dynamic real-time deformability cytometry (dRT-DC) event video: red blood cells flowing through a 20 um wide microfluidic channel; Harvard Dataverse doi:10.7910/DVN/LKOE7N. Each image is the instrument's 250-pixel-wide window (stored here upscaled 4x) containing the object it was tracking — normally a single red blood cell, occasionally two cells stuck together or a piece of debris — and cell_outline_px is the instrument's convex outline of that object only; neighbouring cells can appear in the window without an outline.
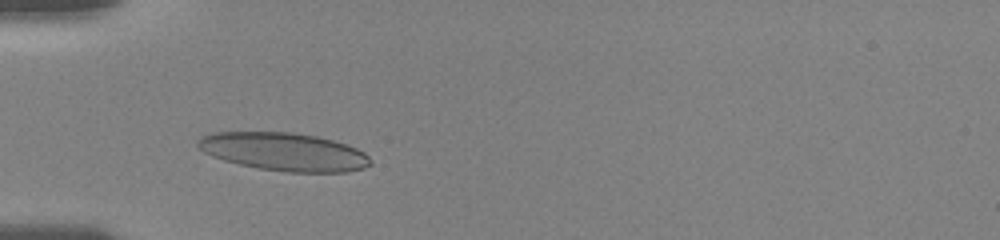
{"species": "human", "species_latin": "Homo sapiens", "temperature_condition": "room temperature", "stored_images_in_passage": 20, "camera_frame_rate_fps": 3000, "um_per_image_px": 0.085, "donor": {"sex": "female"}, "frame": {"image": 1, "passage_image": 1, "time_ms": 0.0, "image_size_px": [1000, 240], "cell_outline_px": [[372, 164], [364, 168], [348, 172], [284, 172], [260, 168], [240, 164], [224, 160], [212, 156], [204, 152], [196, 144], [196, 140], [200, 136], [212, 132], [292, 132], [316, 136], [348, 144], [364, 152], [372, 160]], "centroid_in_image_um": [24.14, 12.89], "position_along_channel_um": 60.9, "area_um2": 38.49}}
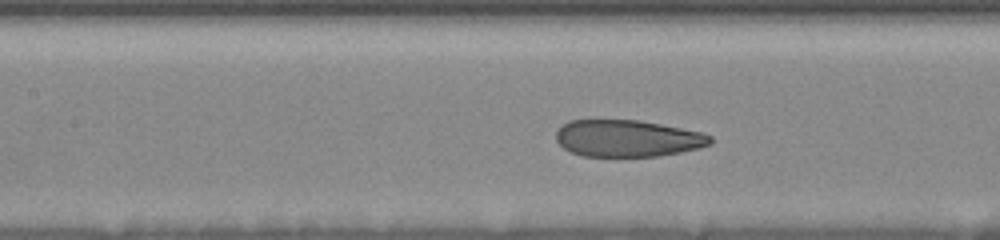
{"frame": {"image": 2, "passage_image": 14, "time_ms": 2.667, "image_size_px": [1000, 240], "cell_outline_px": [[712, 144], [700, 148], [680, 152], [656, 156], [580, 156], [564, 148], [556, 140], [556, 132], [568, 120], [636, 120], [660, 124], [704, 132], [712, 136]], "centroid_in_image_um": [53.37, 11.76], "position_along_channel_um": 154.0, "area_um2": 33.12}}
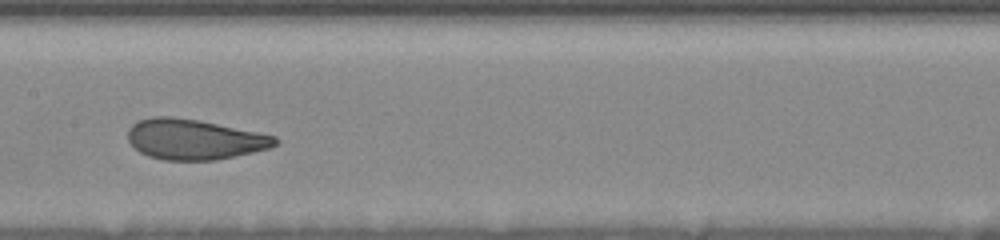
{"frame": {"image": 3, "passage_image": 19, "time_ms": 3.667, "image_size_px": [1000, 240], "cell_outline_px": [[280, 140], [276, 144], [268, 148], [252, 152], [216, 160], [164, 160], [148, 156], [140, 152], [128, 140], [128, 128], [132, 124], [140, 120], [152, 116], [172, 116], [200, 120], [276, 136]], "centroid_in_image_um": [16.49, 11.83], "position_along_channel_um": 190.9, "area_um2": 34.56}}